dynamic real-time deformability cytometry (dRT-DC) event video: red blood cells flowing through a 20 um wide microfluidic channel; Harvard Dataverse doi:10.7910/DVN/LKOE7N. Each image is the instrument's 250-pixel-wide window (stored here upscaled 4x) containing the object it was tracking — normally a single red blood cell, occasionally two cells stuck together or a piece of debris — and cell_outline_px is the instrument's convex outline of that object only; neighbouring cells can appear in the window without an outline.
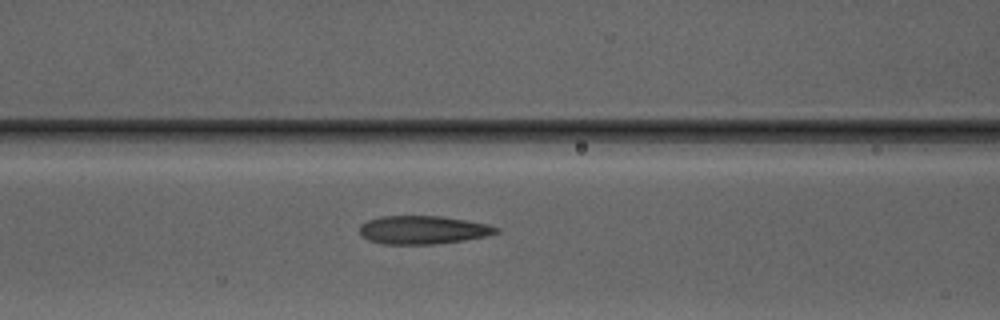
{"species": "Egyptian fruit bat (a non-hibernating species)", "species_latin": "Rousettus aegyptiacus", "temperature_condition": "warm", "stored_images_in_passage": 5, "camera_frame_rate_fps": 3000, "um_per_image_px": 0.085, "animal": {"sex": "male"}, "frame": {"image": 1, "passage_image": 4, "time_ms": 4.0, "image_size_px": [1000, 320], "cell_outline_px": [[500, 232], [484, 236], [460, 240], [432, 244], [384, 244], [368, 240], [360, 232], [360, 224], [368, 220], [380, 216], [440, 216], [488, 224], [500, 228]], "centroid_in_image_um": [35.93, 19.53], "position_along_channel_um": 130.7, "area_um2": 22.25}}